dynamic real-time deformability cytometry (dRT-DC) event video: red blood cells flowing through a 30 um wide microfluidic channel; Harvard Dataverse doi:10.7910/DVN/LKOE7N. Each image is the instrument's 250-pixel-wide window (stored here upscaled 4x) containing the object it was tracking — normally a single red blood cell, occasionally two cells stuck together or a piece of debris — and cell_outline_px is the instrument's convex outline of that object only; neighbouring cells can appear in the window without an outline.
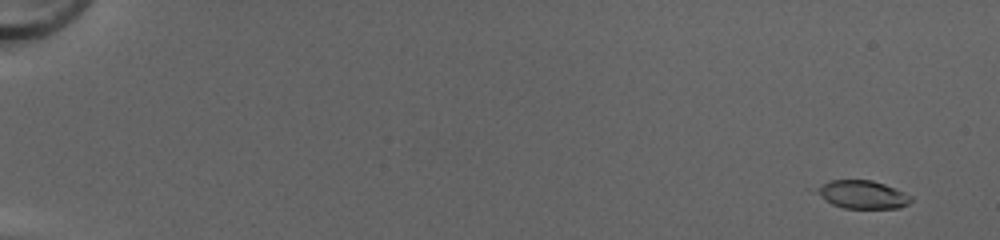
{"species": "common noctule bat (a hibernating species)", "species_latin": "Nyctalus noctula", "temperature_condition": "cold", "stored_images_in_passage": 46, "camera_frame_rate_fps": 3000, "um_per_image_px": 0.085, "animal": {"sex": "female", "body_mass_g": 20.0, "forearm_length_mm": 54.0}, "frame": {"image": 1, "passage_image": 4, "time_ms": 1.0, "image_size_px": [1000, 240], "cell_outline_px": [[912, 200], [908, 204], [900, 208], [844, 208], [832, 204], [804, 188], [828, 180], [872, 180], [884, 184], [904, 192], [912, 196]], "centroid_in_image_um": [73.13, 16.51], "position_along_channel_um": 11.9, "area_um2": 16.13}}
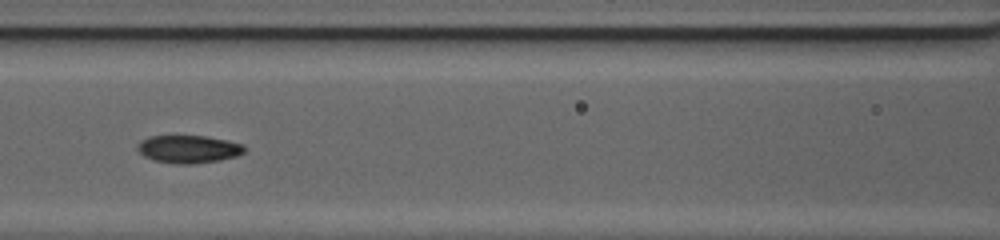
{"frame": {"image": 2, "passage_image": 27, "time_ms": 8.667, "image_size_px": [1000, 240], "cell_outline_px": [[244, 152], [236, 156], [220, 160], [192, 164], [172, 164], [152, 160], [144, 156], [136, 148], [136, 144], [140, 140], [148, 136], [208, 136], [228, 140], [244, 144]], "centroid_in_image_um": [15.99, 12.67], "position_along_channel_um": 150.6, "area_um2": 17.57}}
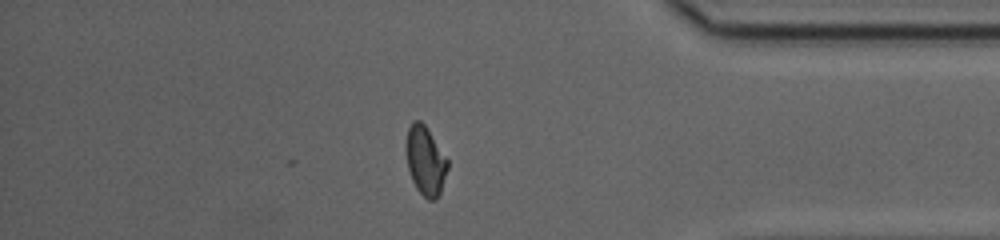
{"frame": {"image": 3, "passage_image": 46, "time_ms": 15.0, "image_size_px": [1000, 240], "cell_outline_px": [[448, 168], [440, 192], [436, 200], [428, 200], [416, 188], [412, 180], [408, 168], [404, 148], [404, 144], [408, 128], [412, 120], [420, 120], [424, 124], [448, 160]], "centroid_in_image_um": [36.12, 13.64], "position_along_channel_um": 399.1, "area_um2": 16.76}, "authors_computed_cell_mechanics": {"area_um2": 17.0221, "velocity_mm_per_s": 4.2328, "shape_relaxation_time_tau1_ms": 5.3566, "shape_relaxation_time_tau2_ms": 1.2438, "deformation_change_tau1": 0.177, "deformation_change_tau2": 0.0518}}